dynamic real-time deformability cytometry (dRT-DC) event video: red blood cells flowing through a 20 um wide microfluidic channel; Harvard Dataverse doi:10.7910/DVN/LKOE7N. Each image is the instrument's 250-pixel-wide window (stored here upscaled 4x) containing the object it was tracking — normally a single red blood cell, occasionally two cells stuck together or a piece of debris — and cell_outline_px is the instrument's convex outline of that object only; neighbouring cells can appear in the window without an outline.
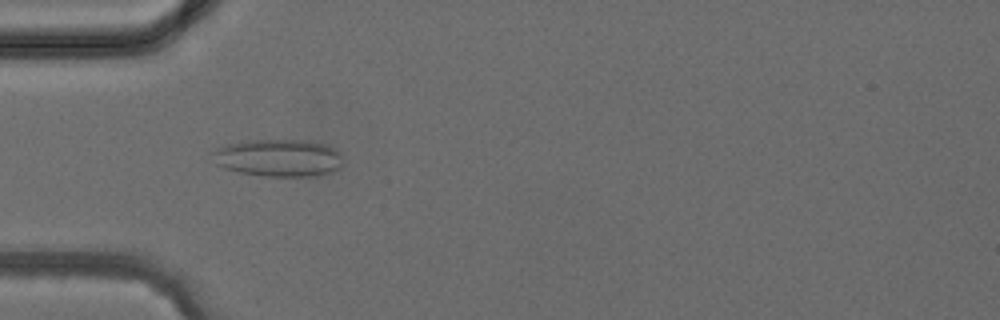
{"species": "common noctule bat (a hibernating species)", "species_latin": "Nyctalus noctula", "temperature_condition": "cold", "stored_images_in_passage": 4, "camera_frame_rate_fps": 3000, "um_per_image_px": 0.085, "animal": {"sex": "female", "body_mass_g": 24.6, "forearm_length_mm": 56.2}, "frame": {"image": 1, "passage_image": 4, "time_ms": 3.333, "image_size_px": [1000, 320], "cell_outline_px": [[344, 164], [340, 168], [332, 172], [312, 176], [260, 176], [240, 172], [224, 168], [216, 164], [208, 152], [224, 144], [248, 140], [308, 140], [324, 144], [340, 152]], "centroid_in_image_um": [23.63, 13.41], "position_along_channel_um": 61.4, "area_um2": 28.9}}